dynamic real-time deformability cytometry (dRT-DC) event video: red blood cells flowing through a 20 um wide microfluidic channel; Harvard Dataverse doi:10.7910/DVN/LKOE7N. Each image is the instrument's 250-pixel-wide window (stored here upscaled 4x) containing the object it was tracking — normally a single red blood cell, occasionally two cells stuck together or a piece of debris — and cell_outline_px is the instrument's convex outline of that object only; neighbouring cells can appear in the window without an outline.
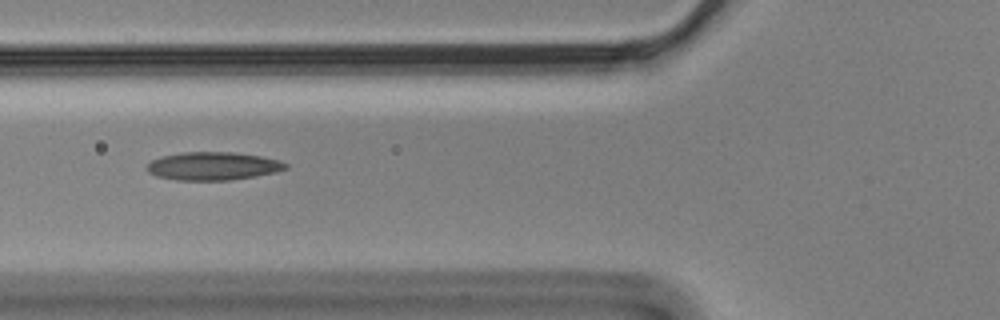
{"species": "Egyptian fruit bat (a non-hibernating species)", "species_latin": "Rousettus aegyptiacus", "temperature_condition": "cold", "stored_images_in_passage": 3, "camera_frame_rate_fps": 3000, "um_per_image_px": 0.085, "animal": {"sex": "male"}, "frame": {"image": 1, "passage_image": 3, "time_ms": 0.667, "image_size_px": [1000, 320], "cell_outline_px": [[288, 168], [276, 172], [256, 176], [232, 180], [176, 180], [156, 176], [148, 172], [144, 168], [152, 160], [164, 156], [184, 152], [232, 152], [260, 156], [280, 160], [288, 164]], "centroid_in_image_um": [18.12, 14.12], "position_along_channel_um": 107.7, "area_um2": 22.77}}